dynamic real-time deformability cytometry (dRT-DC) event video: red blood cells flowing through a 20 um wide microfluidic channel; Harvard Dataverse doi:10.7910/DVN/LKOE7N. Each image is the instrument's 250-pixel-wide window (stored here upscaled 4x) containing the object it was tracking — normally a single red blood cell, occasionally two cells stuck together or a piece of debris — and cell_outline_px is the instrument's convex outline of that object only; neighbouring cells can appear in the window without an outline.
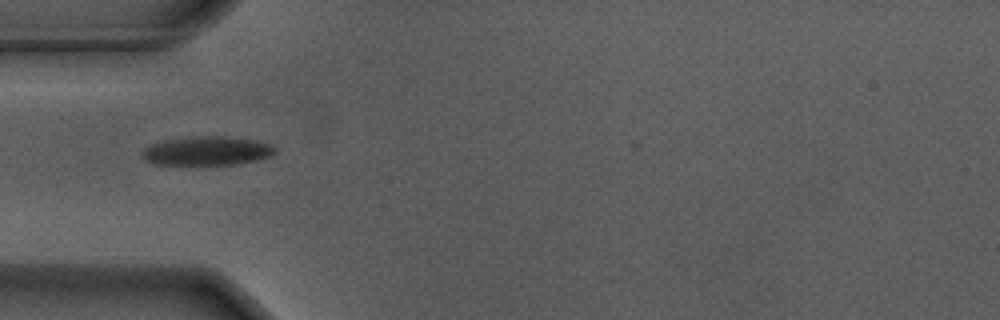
{"species": "Egyptian fruit bat (a non-hibernating species)", "species_latin": "Rousettus aegyptiacus", "temperature_condition": "warm", "stored_images_in_passage": 39, "camera_frame_rate_fps": 3000, "um_per_image_px": 0.085, "animal": {"sex": "male"}, "frame": {"image": 1, "passage_image": 1, "time_ms": 0.0, "image_size_px": [1000, 320], "cell_outline_px": [[276, 152], [272, 156], [256, 160], [236, 164], [200, 168], [156, 164], [144, 160], [140, 156], [144, 148], [152, 144], [168, 140], [200, 136], [212, 136], [252, 140], [272, 144], [276, 148]], "centroid_in_image_um": [17.56, 12.9], "position_along_channel_um": 67.4, "area_um2": 23.12}}
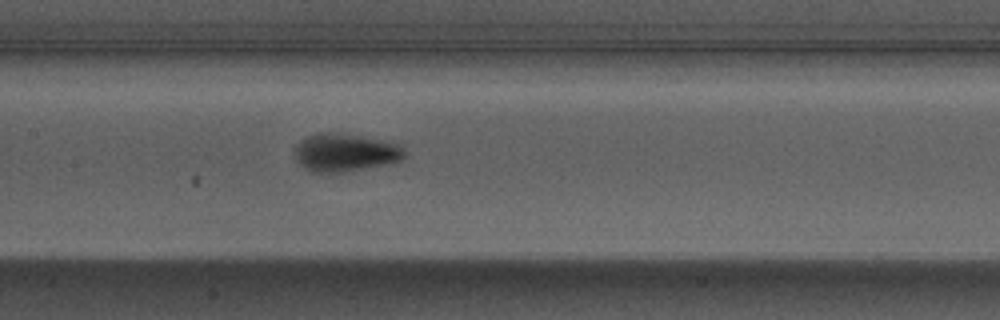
{"frame": {"image": 2, "passage_image": 10, "time_ms": 3.0, "image_size_px": [1000, 320], "cell_outline_px": [[404, 156], [400, 160], [384, 164], [328, 176], [312, 172], [304, 168], [296, 160], [292, 152], [296, 144], [300, 140], [308, 136], [320, 132], [332, 132], [360, 136], [396, 144], [404, 152]], "centroid_in_image_um": [29.19, 13.01], "position_along_channel_um": 178.2, "area_um2": 24.51}}
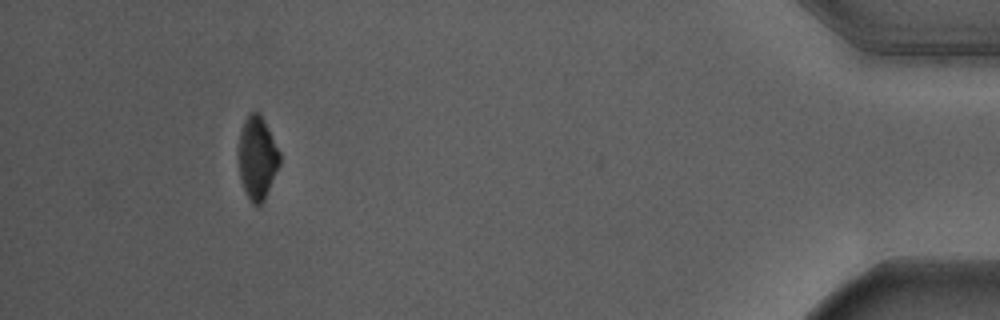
{"frame": {"image": 3, "passage_image": 35, "time_ms": 11.333, "image_size_px": [1000, 320], "cell_outline_px": [[280, 164], [264, 200], [256, 208], [252, 204], [244, 188], [240, 176], [240, 132], [244, 120], [252, 112], [256, 112], [264, 120], [280, 152]], "centroid_in_image_um": [21.89, 13.45], "position_along_channel_um": 413.3, "area_um2": 19.36}, "authors_computed_cell_mechanics": {"area_um2": 22.1374, "velocity_mm_per_s": 3.6801, "shape_relaxation_time_tau1_ms": 2.5856, "shape_relaxation_time_tau2_ms": null, "deformation_change_tau1": 0.1779, "deformation_change_tau2": null}}